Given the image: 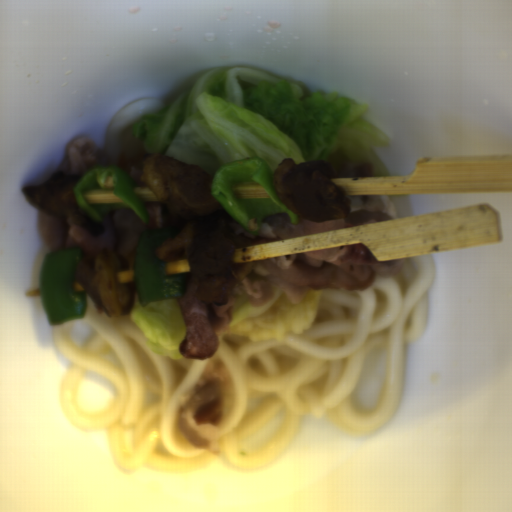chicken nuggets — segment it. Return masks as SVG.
Returning a JSON list of instances; mask_svg holds the SVG:
<instances>
[{"label":"chicken nuggets","mask_w":512,"mask_h":512,"mask_svg":"<svg viewBox=\"0 0 512 512\" xmlns=\"http://www.w3.org/2000/svg\"><path fill=\"white\" fill-rule=\"evenodd\" d=\"M73 276L100 314L121 317L131 313L135 295L130 264L123 255L106 248L86 252L76 264Z\"/></svg>","instance_id":"4"},{"label":"chicken nuggets","mask_w":512,"mask_h":512,"mask_svg":"<svg viewBox=\"0 0 512 512\" xmlns=\"http://www.w3.org/2000/svg\"><path fill=\"white\" fill-rule=\"evenodd\" d=\"M252 240L213 227L190 225L163 241L155 255L166 275H180L185 286L177 302L187 311L193 304L226 306L232 290L253 271L252 263H234L235 252Z\"/></svg>","instance_id":"1"},{"label":"chicken nuggets","mask_w":512,"mask_h":512,"mask_svg":"<svg viewBox=\"0 0 512 512\" xmlns=\"http://www.w3.org/2000/svg\"><path fill=\"white\" fill-rule=\"evenodd\" d=\"M83 176L55 172L41 185L27 186L21 190L28 202L38 210L70 225L85 227L92 235L106 232L103 222L90 218L77 203L74 192Z\"/></svg>","instance_id":"5"},{"label":"chicken nuggets","mask_w":512,"mask_h":512,"mask_svg":"<svg viewBox=\"0 0 512 512\" xmlns=\"http://www.w3.org/2000/svg\"><path fill=\"white\" fill-rule=\"evenodd\" d=\"M140 179L170 215L214 214L222 206L213 194L214 178L207 171L165 154L146 158Z\"/></svg>","instance_id":"3"},{"label":"chicken nuggets","mask_w":512,"mask_h":512,"mask_svg":"<svg viewBox=\"0 0 512 512\" xmlns=\"http://www.w3.org/2000/svg\"><path fill=\"white\" fill-rule=\"evenodd\" d=\"M333 171L324 160L296 163L284 158L274 172L273 188L281 203L306 221L346 219L352 204L333 181Z\"/></svg>","instance_id":"2"}]
</instances>
